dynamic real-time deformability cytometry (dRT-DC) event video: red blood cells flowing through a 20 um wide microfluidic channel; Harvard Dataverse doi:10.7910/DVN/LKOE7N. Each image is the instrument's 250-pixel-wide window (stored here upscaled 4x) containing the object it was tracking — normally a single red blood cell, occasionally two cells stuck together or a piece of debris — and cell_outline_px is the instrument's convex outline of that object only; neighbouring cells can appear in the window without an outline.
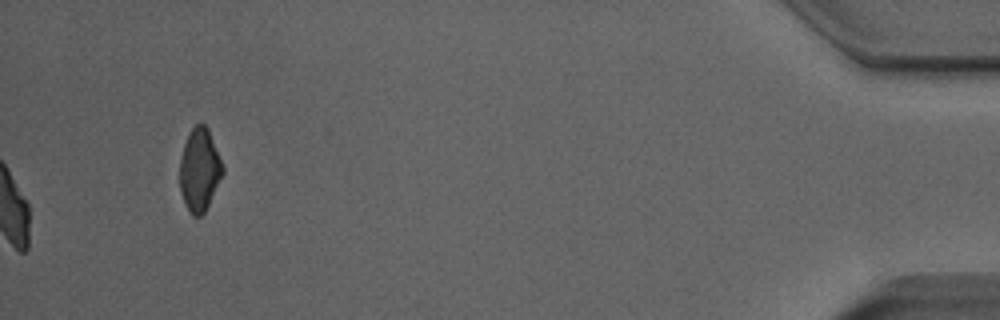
{"species": "Egyptian fruit bat (a non-hibernating species)", "species_latin": "Rousettus aegyptiacus", "temperature_condition": "room temperature", "stored_images_in_passage": 40, "camera_frame_rate_fps": 3000, "um_per_image_px": 0.085, "animal": {"sex": "male"}, "frame": {"image": 1, "passage_image": 40, "time_ms": 13.0, "image_size_px": [1000, 320], "cell_outline_px": [[224, 172], [204, 212], [200, 216], [192, 216], [184, 200], [180, 188], [180, 156], [188, 132], [200, 120], [208, 128], [224, 168]], "centroid_in_image_um": [16.95, 14.38], "position_along_channel_um": 418.2, "area_um2": 20.52}, "authors_computed_cell_mechanics": {"area_um2": 21.1548, "velocity_mm_per_s": 3.8821, "shape_relaxation_time_tau1_ms": 3.6281, "shape_relaxation_time_tau2_ms": 2.0636, "deformation_change_tau1": 0.1505, "deformation_change_tau2": 0.0903}}